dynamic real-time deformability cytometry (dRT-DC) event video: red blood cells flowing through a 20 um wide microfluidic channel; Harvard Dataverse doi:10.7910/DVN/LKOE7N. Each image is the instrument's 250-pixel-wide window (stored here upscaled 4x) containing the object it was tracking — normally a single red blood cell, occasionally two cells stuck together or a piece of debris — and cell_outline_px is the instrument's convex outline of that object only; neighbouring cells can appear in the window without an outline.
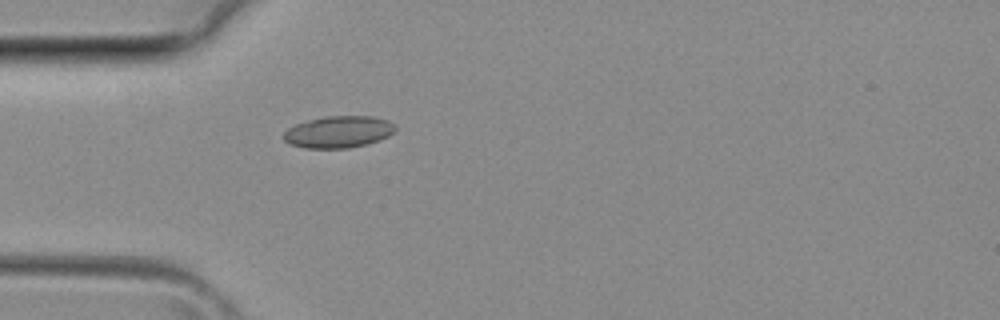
{"species": "common noctule bat (a hibernating species)", "species_latin": "Nyctalus noctula", "temperature_condition": "room temperature", "stored_images_in_passage": 28, "camera_frame_rate_fps": 3000, "um_per_image_px": 0.085, "animal": {"sex": "female", "body_mass_g": 29.2, "forearm_length_mm": 56.3}, "frame": {"image": 1, "passage_image": 1, "time_ms": 0.0, "image_size_px": [1000, 320], "cell_outline_px": [[396, 128], [388, 136], [380, 140], [348, 148], [304, 148], [292, 144], [284, 140], [284, 132], [288, 128], [296, 124], [308, 120], [324, 116], [372, 116], [388, 120], [396, 124]], "centroid_in_image_um": [28.79, 11.2], "position_along_channel_um": 56.2, "area_um2": 20.63}}
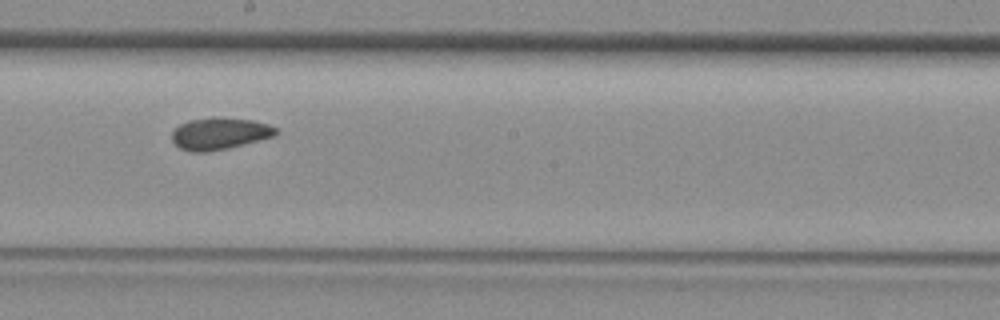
{"frame": {"image": 2, "passage_image": 11, "time_ms": 3.333, "image_size_px": [1000, 320], "cell_outline_px": [[280, 132], [276, 136], [228, 148], [208, 152], [192, 152], [180, 148], [172, 140], [172, 132], [180, 124], [188, 120], [212, 116], [220, 116], [252, 120], [268, 124], [276, 128]], "centroid_in_image_um": [18.69, 11.34], "position_along_channel_um": 229.5, "area_um2": 19.65}}
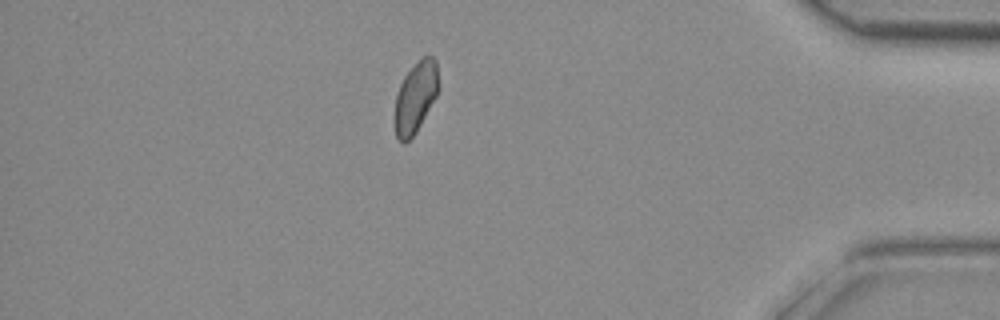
{"frame": {"image": 3, "passage_image": 23, "time_ms": 7.333, "image_size_px": [1000, 320], "cell_outline_px": [[436, 96], [416, 132], [404, 144], [396, 136], [396, 96], [400, 84], [404, 76], [424, 56], [432, 56], [436, 60]], "centroid_in_image_um": [35.3, 8.29], "position_along_channel_um": 399.9, "area_um2": 17.17}}